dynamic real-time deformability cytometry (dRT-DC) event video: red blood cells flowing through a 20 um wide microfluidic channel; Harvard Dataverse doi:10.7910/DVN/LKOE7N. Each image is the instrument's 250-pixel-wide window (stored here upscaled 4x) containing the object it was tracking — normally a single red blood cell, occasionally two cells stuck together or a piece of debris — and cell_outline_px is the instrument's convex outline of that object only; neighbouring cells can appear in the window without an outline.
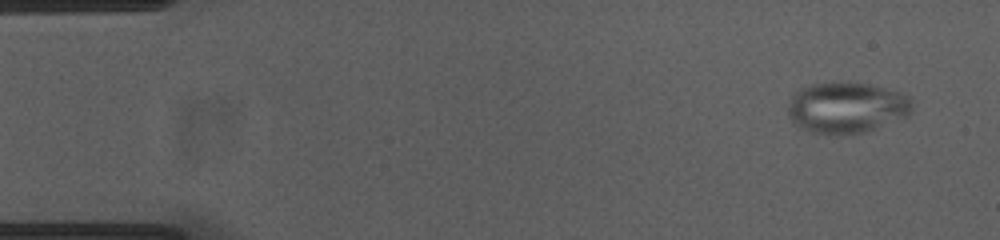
{"species": "common noctule bat (a hibernating species)", "species_latin": "Nyctalus noctula", "temperature_condition": "cold", "stored_images_in_passage": 52, "camera_frame_rate_fps": 3000, "um_per_image_px": 0.085, "animal": {"sex": "female", "body_mass_g": 23.0, "forearm_length_mm": 53.4}, "frame": {"image": 1, "passage_image": 1, "time_ms": 0.0, "image_size_px": [1000, 240], "cell_outline_px": [[912, 112], [908, 116], [864, 132], [812, 132], [800, 128], [788, 116], [788, 108], [796, 92], [812, 84], [848, 80], [896, 92], [908, 96], [912, 100]], "centroid_in_image_um": [71.98, 9.12], "position_along_channel_um": 13.0, "area_um2": 36.07}}
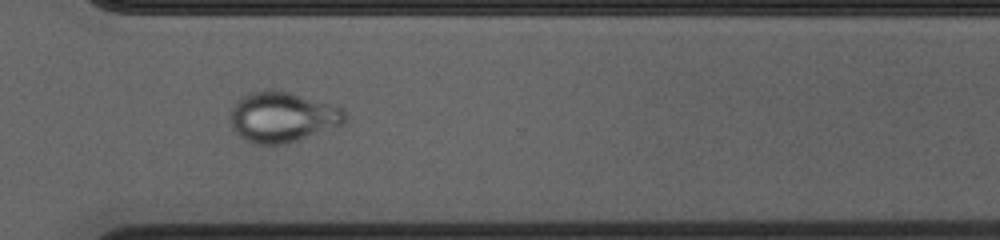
{"frame": {"image": 2, "passage_image": 37, "time_ms": 12.0, "image_size_px": [1000, 240], "cell_outline_px": [[348, 116], [344, 124], [288, 144], [252, 144], [240, 136], [232, 128], [232, 108], [236, 100], [252, 92], [264, 88], [272, 88], [292, 92], [340, 108]], "centroid_in_image_um": [24.0, 9.94], "position_along_channel_um": 346.6, "area_um2": 33.76}}
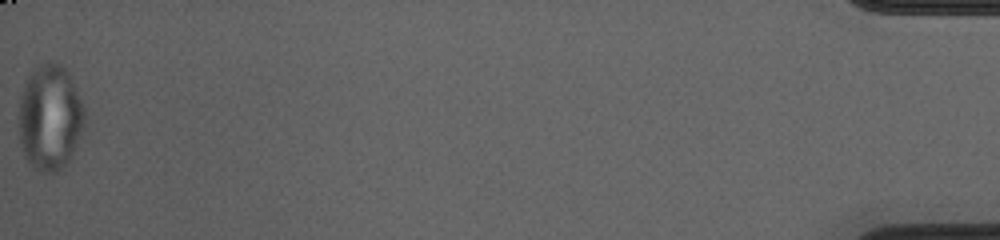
{"frame": {"image": 3, "passage_image": 52, "time_ms": 17.0, "image_size_px": [1000, 240], "cell_outline_px": [[84, 120], [80, 136], [76, 148], [68, 160], [52, 176], [40, 172], [28, 160], [24, 152], [20, 140], [20, 96], [28, 72], [32, 68], [48, 60], [56, 60], [68, 72], [84, 108]], "centroid_in_image_um": [4.24, 9.94], "position_along_channel_um": 431.0, "area_um2": 40.46}}